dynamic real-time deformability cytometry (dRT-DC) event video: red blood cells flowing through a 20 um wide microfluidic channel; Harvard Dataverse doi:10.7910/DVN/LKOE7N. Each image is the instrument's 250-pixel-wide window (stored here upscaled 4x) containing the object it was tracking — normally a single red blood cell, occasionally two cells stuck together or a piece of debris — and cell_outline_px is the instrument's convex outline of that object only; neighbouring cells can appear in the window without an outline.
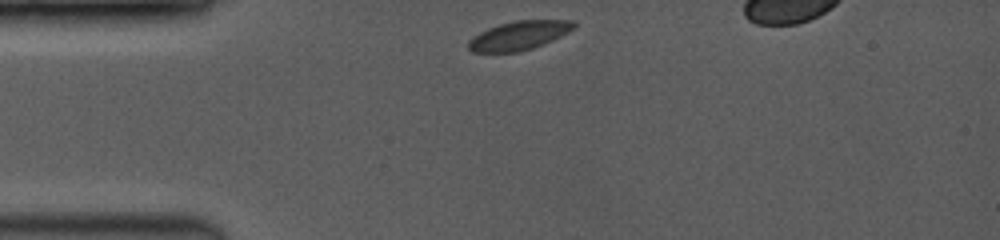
{"species": "common noctule bat (a hibernating species)", "species_latin": "Nyctalus noctula", "temperature_condition": "room temperature", "stored_images_in_passage": 9, "camera_frame_rate_fps": 3500, "um_per_image_px": 0.085, "animal": {"sex": "female", "body_mass_g": 19.0, "forearm_length_mm": 53.3}, "frame": {"image": 1, "passage_image": 1, "time_ms": 0.0, "image_size_px": [1000, 240], "cell_outline_px": [[576, 24], [572, 28], [552, 40], [532, 48], [516, 52], [472, 52], [468, 48], [468, 40], [480, 32], [488, 28], [500, 24], [516, 20], [576, 20]], "centroid_in_image_um": [44.07, 3.01], "position_along_channel_um": 40.9, "area_um2": 17.46}}
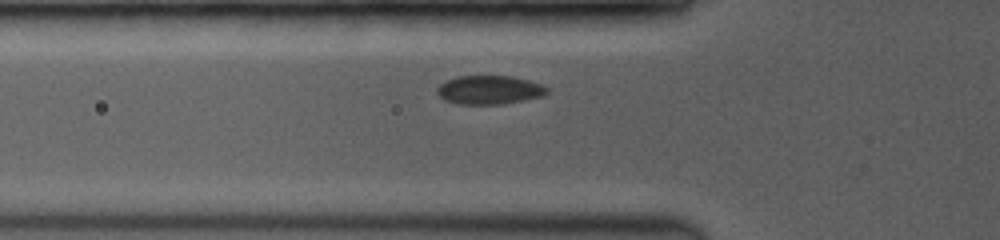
{"frame": {"image": 2, "passage_image": 5, "time_ms": 1.714, "image_size_px": [1000, 240], "cell_outline_px": [[548, 92], [544, 96], [504, 104], [460, 104], [444, 100], [436, 92], [436, 88], [440, 84], [456, 76], [512, 76], [528, 80], [540, 84], [548, 88]], "centroid_in_image_um": [41.6, 7.64], "position_along_channel_um": 84.2, "area_um2": 18.44}}
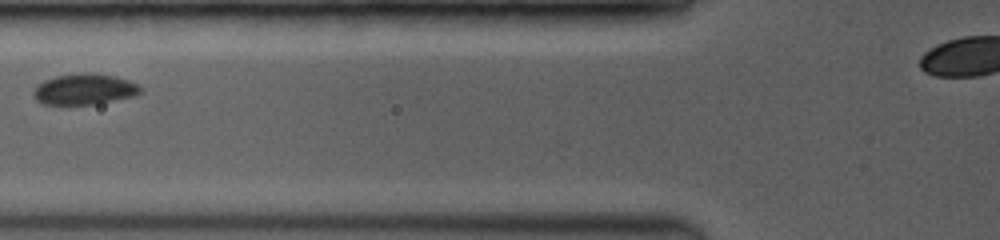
{"frame": {"image": 3, "passage_image": 7, "time_ms": 2.571, "image_size_px": [1000, 240], "cell_outline_px": [[140, 92], [136, 96], [92, 104], [40, 104], [32, 96], [32, 92], [36, 84], [44, 80], [56, 76], [80, 72], [92, 72], [116, 76], [140, 84]], "centroid_in_image_um": [7.14, 7.57], "position_along_channel_um": 118.7, "area_um2": 19.54}}